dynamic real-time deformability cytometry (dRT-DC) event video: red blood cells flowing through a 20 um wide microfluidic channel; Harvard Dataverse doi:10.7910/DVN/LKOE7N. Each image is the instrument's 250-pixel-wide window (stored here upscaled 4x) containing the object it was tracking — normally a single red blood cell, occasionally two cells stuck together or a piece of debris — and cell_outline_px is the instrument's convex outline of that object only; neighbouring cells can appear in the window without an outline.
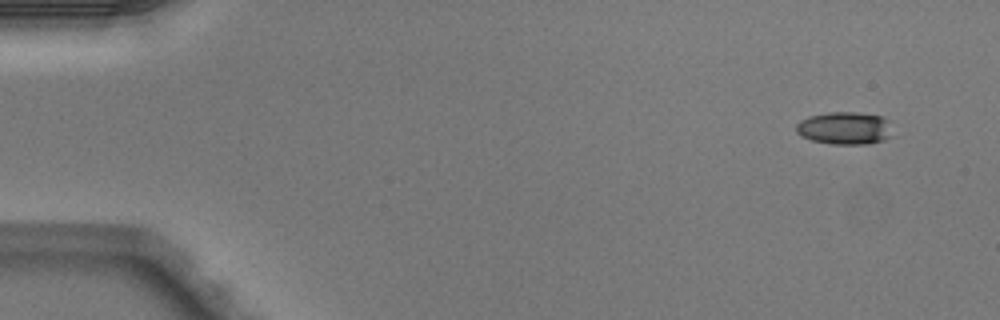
{"species": "Egyptian fruit bat (a non-hibernating species)", "species_latin": "Rousettus aegyptiacus", "temperature_condition": "warm", "stored_images_in_passage": 5, "segment_of_instrument_passage": [2, 2], "camera_frame_rate_fps": 3000, "um_per_image_px": 0.085, "animal": {"sex": "male"}, "frame": {"image": 1, "passage_image": 5, "time_ms": 1.333, "image_size_px": [1000, 320], "cell_outline_px": [[892, 136], [884, 140], [868, 144], [832, 144], [812, 140], [800, 136], [796, 132], [796, 124], [800, 120], [808, 116], [828, 112], [856, 112], [880, 116], [888, 120]], "centroid_in_image_um": [71.78, 10.89], "position_along_channel_um": 13.2, "area_um2": 18.44}}